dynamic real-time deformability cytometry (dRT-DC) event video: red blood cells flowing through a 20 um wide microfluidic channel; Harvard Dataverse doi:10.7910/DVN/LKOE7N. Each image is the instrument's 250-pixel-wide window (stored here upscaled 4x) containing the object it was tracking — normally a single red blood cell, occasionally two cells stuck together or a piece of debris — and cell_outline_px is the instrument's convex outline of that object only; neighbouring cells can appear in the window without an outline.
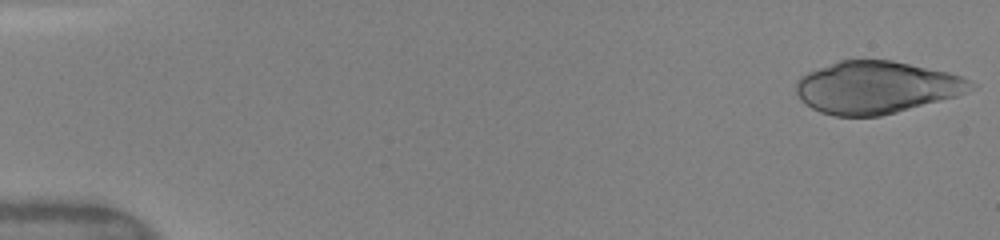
{"species": "human", "species_latin": "Homo sapiens", "temperature_condition": "warm", "stored_images_in_passage": 8, "camera_frame_rate_fps": 3000, "um_per_image_px": 0.085, "donor": {"sex": "female"}, "frame": {"image": 1, "passage_image": 1, "time_ms": 0.0, "image_size_px": [1000, 240], "cell_outline_px": [[980, 84], [976, 88], [956, 96], [896, 112], [880, 116], [832, 116], [820, 112], [812, 108], [796, 92], [796, 80], [800, 76], [808, 72], [840, 60], [892, 60], [948, 72], [960, 76]], "centroid_in_image_um": [74.52, 7.42], "position_along_channel_um": 10.5, "area_um2": 53.06}}
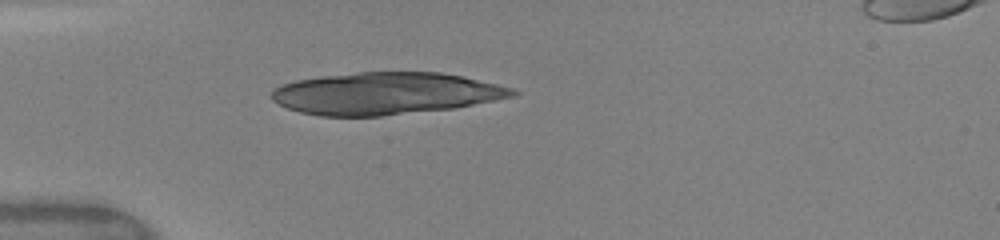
{"frame": {"image": 2, "passage_image": 5, "time_ms": 4.333, "image_size_px": [1000, 240], "cell_outline_px": [[520, 92], [516, 96], [452, 108], [380, 116], [320, 116], [300, 112], [288, 108], [272, 100], [272, 92], [280, 84], [296, 80], [320, 76], [360, 72], [440, 72], [460, 76], [496, 84], [512, 88]], "centroid_in_image_um": [32.75, 7.94], "position_along_channel_um": 52.3, "area_um2": 58.72}}